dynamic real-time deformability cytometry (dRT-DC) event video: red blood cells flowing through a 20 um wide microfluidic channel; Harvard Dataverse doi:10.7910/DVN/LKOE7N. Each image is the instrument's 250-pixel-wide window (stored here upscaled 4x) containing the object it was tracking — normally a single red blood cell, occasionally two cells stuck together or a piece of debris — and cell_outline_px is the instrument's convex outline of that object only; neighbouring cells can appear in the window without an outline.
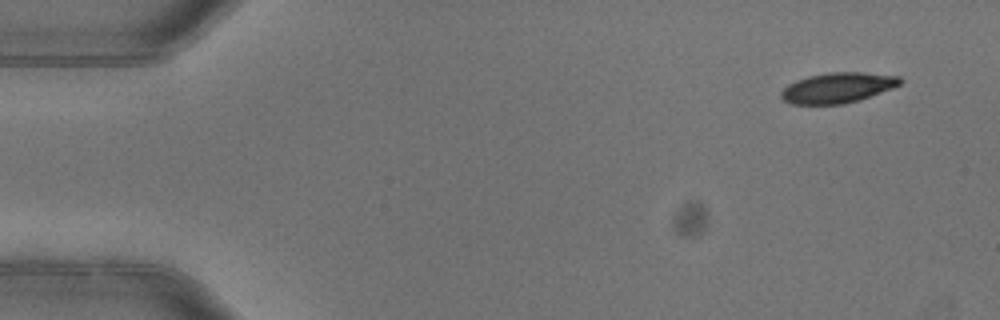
{"species": "common noctule bat (a hibernating species)", "species_latin": "Nyctalus noctula", "temperature_condition": "warm", "stored_images_in_passage": 5, "camera_frame_rate_fps": 3000, "um_per_image_px": 0.085, "animal": {"sex": "female"}, "frame": {"image": 1, "passage_image": 1, "time_ms": 0.0, "image_size_px": [1000, 320], "cell_outline_px": [[904, 80], [900, 84], [892, 88], [860, 100], [844, 104], [792, 104], [784, 100], [780, 96], [780, 92], [788, 84], [796, 80], [808, 76], [828, 72], [860, 72], [900, 76]], "centroid_in_image_um": [71.2, 7.45], "position_along_channel_um": 13.8, "area_um2": 21.1}}
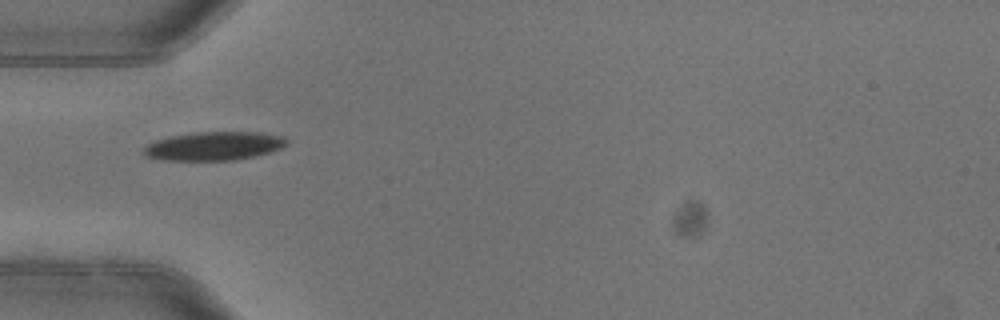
{"frame": {"image": 2, "passage_image": 4, "time_ms": 1.0, "image_size_px": [1000, 320], "cell_outline_px": [[288, 144], [272, 152], [256, 156], [236, 160], [160, 160], [144, 156], [140, 152], [148, 144], [156, 140], [168, 136], [196, 132], [260, 132], [284, 136], [288, 140]], "centroid_in_image_um": [18.18, 12.41], "position_along_channel_um": 66.8, "area_um2": 24.22}}